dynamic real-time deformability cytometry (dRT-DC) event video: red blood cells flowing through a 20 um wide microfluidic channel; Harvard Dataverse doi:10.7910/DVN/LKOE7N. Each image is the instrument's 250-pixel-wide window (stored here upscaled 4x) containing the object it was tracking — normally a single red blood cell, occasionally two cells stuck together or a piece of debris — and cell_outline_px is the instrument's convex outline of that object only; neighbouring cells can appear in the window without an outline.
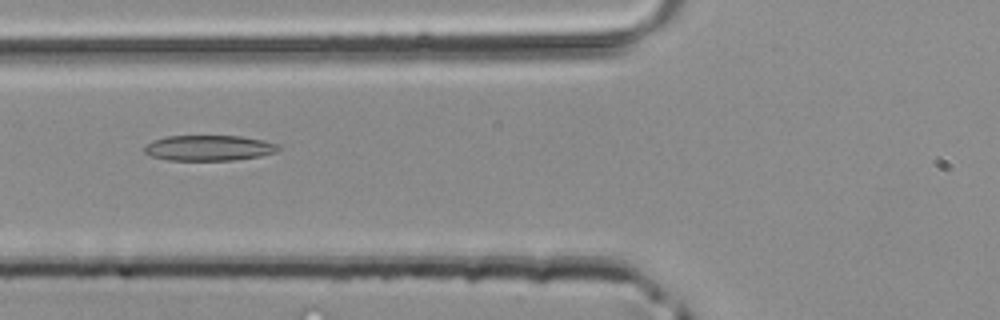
{"species": "common noctule bat (a hibernating species)", "species_latin": "Nyctalus noctula", "temperature_condition": "room temperature", "stored_images_in_passage": 3, "camera_frame_rate_fps": 3000, "um_per_image_px": 0.085, "animal": {"sex": "male", "body_mass_g": 20.4}, "frame": {"image": 1, "passage_image": 3, "time_ms": 0.667, "image_size_px": [1000, 320], "cell_outline_px": [[280, 148], [276, 152], [260, 156], [236, 160], [168, 160], [152, 156], [144, 152], [144, 148], [152, 140], [168, 136], [240, 136], [260, 140], [276, 144]], "centroid_in_image_um": [17.74, 12.58], "position_along_channel_um": 108.1, "area_um2": 19.71}}